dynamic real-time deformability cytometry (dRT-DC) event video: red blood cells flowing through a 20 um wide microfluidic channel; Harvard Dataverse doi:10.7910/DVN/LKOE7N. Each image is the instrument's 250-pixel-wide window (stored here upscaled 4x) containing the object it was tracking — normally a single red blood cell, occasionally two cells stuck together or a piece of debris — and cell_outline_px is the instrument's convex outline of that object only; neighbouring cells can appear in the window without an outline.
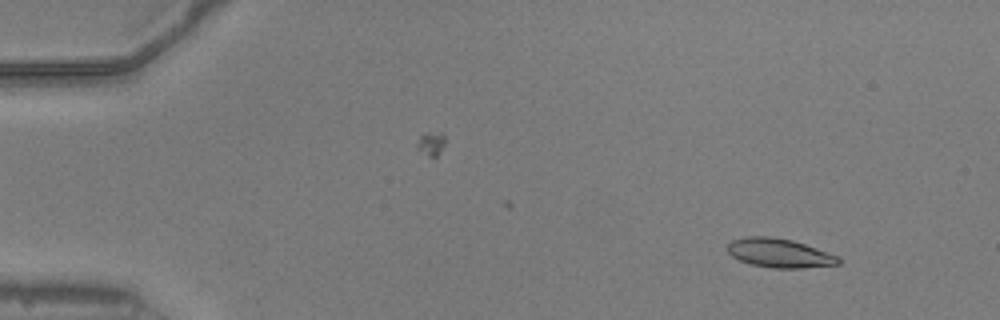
{"species": "common noctule bat (a hibernating species)", "species_latin": "Nyctalus noctula", "temperature_condition": "warm", "stored_images_in_passage": 52, "camera_frame_rate_fps": 3000, "um_per_image_px": 0.085, "animal": {"sex": "male", "body_mass_g": 20.5, "forearm_length_mm": 52.5}, "frame": {"image": 1, "passage_image": 5, "time_ms": 1.333, "image_size_px": [1000, 320], "cell_outline_px": [[840, 264], [800, 268], [772, 268], [752, 264], [740, 260], [732, 256], [728, 252], [728, 244], [732, 240], [744, 236], [772, 236], [792, 240], [840, 256]], "centroid_in_image_um": [66.25, 21.5], "position_along_channel_um": 18.7, "area_um2": 18.73}}
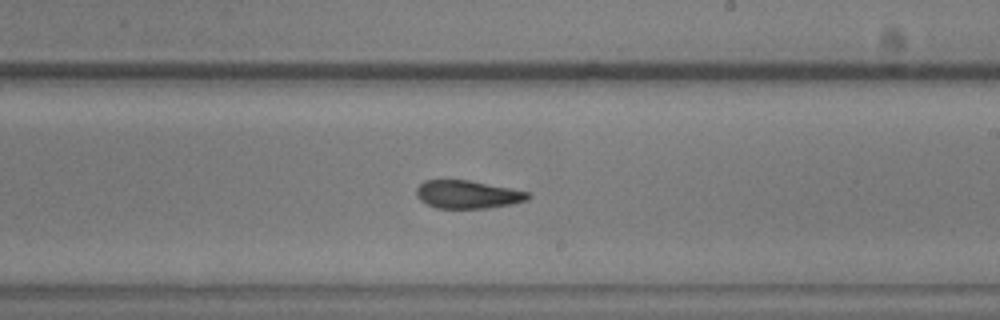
{"frame": {"image": 2, "passage_image": 31, "time_ms": 10.0, "image_size_px": [1000, 320], "cell_outline_px": [[532, 196], [528, 200], [512, 204], [488, 208], [436, 208], [420, 200], [416, 196], [416, 188], [424, 180], [468, 180], [512, 188], [528, 192]], "centroid_in_image_um": [39.76, 16.53], "position_along_channel_um": 249.2, "area_um2": 18.32}}
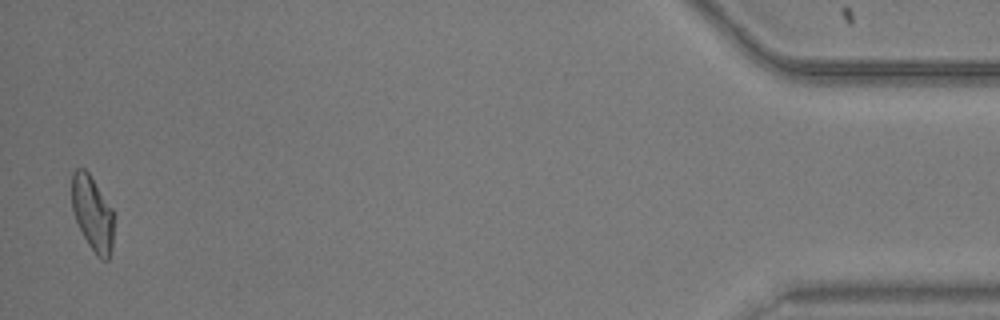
{"frame": {"image": 3, "passage_image": 51, "time_ms": 16.667, "image_size_px": [1000, 320], "cell_outline_px": [[112, 244], [108, 260], [100, 260], [96, 256], [88, 244], [76, 220], [72, 208], [72, 172], [76, 168], [84, 168], [88, 172], [112, 208]], "centroid_in_image_um": [7.84, 18.13], "position_along_channel_um": 427.4, "area_um2": 18.03}, "authors_computed_cell_mechanics": {"area_um2": 18.6983, "velocity_mm_per_s": 3.9238, "shape_relaxation_time_tau1_ms": null, "shape_relaxation_time_tau2_ms": 3.4412, "deformation_change_tau1": null, "deformation_change_tau2": 0.1241}}